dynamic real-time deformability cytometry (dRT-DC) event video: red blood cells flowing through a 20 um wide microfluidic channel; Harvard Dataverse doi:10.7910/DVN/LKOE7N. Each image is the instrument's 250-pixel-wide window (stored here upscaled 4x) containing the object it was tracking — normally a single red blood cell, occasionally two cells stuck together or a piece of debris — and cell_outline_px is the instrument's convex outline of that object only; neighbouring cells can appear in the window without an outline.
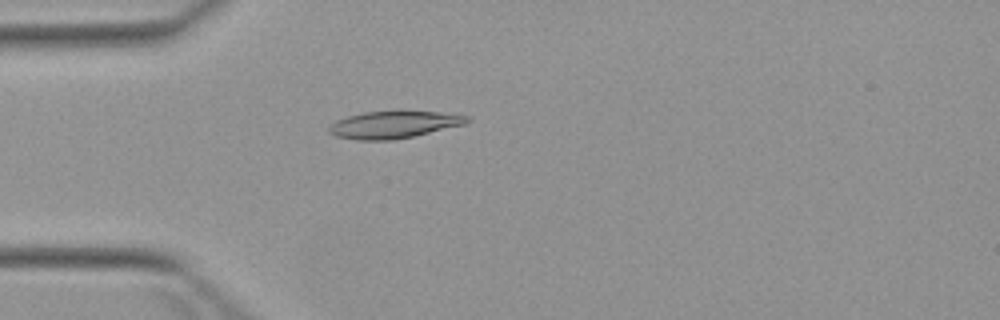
{"species": "Egyptian fruit bat (a non-hibernating species)", "species_latin": "Rousettus aegyptiacus", "temperature_condition": "warm", "stored_images_in_passage": 4, "camera_frame_rate_fps": 3000, "um_per_image_px": 0.085, "animal": {"sex": "female"}, "frame": {"image": 1, "passage_image": 4, "time_ms": 3.667, "image_size_px": [1000, 320], "cell_outline_px": [[472, 120], [464, 124], [412, 136], [392, 140], [356, 140], [336, 136], [328, 132], [328, 128], [336, 120], [348, 116], [364, 112], [440, 112], [468, 116]], "centroid_in_image_um": [33.44, 10.6], "position_along_channel_um": 51.6, "area_um2": 21.39}}